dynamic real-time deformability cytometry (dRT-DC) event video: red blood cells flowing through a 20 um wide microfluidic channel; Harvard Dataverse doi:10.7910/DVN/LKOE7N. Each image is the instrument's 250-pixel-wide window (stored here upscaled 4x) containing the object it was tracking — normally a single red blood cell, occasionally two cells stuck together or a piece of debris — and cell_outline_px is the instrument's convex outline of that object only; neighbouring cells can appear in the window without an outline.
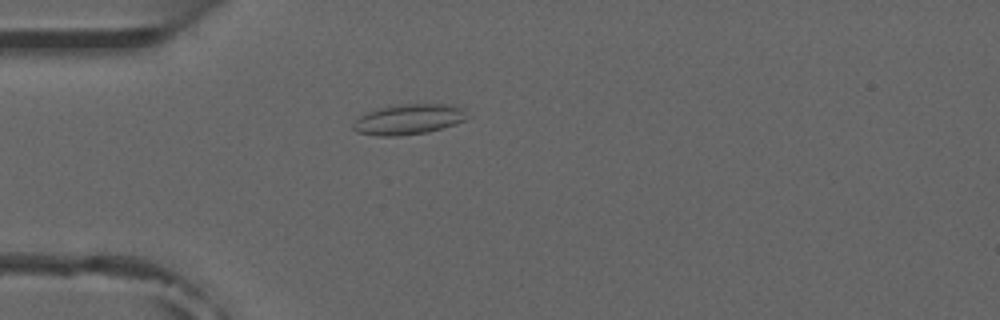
{"species": "common noctule bat (a hibernating species)", "species_latin": "Nyctalus noctula", "temperature_condition": "room temperature", "stored_images_in_passage": 2, "camera_frame_rate_fps": 3000, "um_per_image_px": 0.085, "animal": {"sex": "male", "forearm_length_mm": 52.5}, "frame": {"image": 1, "passage_image": 2, "time_ms": 1.333, "image_size_px": [1000, 320], "cell_outline_px": [[468, 116], [464, 120], [428, 132], [400, 136], [376, 136], [356, 132], [352, 128], [352, 124], [360, 116], [376, 108], [404, 104], [460, 104], [464, 108]], "centroid_in_image_um": [34.73, 10.13], "position_along_channel_um": 50.3, "area_um2": 20.29}}